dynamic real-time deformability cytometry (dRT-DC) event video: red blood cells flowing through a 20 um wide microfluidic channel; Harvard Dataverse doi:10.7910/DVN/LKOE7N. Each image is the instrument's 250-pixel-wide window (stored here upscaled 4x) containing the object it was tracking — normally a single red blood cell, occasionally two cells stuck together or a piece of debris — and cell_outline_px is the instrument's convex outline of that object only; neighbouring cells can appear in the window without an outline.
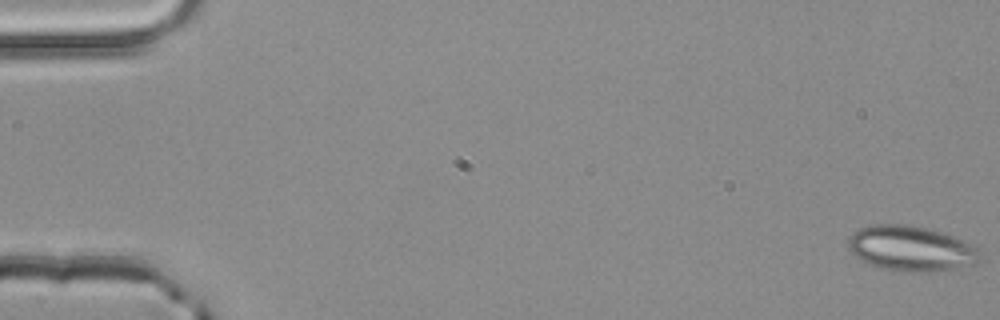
{"species": "common noctule bat (a hibernating species)", "species_latin": "Nyctalus noctula", "temperature_condition": "room temperature", "stored_images_in_passage": 53, "camera_frame_rate_fps": 3000, "um_per_image_px": 0.085, "animal": {"sex": "male", "body_mass_g": 20.4}, "frame": {"image": 1, "passage_image": 1, "time_ms": 0.0, "image_size_px": [1000, 320], "cell_outline_px": [[980, 260], [976, 264], [936, 272], [904, 272], [880, 268], [860, 260], [848, 248], [848, 236], [860, 228], [872, 224], [904, 224], [944, 232], [976, 244], [980, 256]], "centroid_in_image_um": [77.47, 21.13], "position_along_channel_um": 7.5, "area_um2": 35.26}}
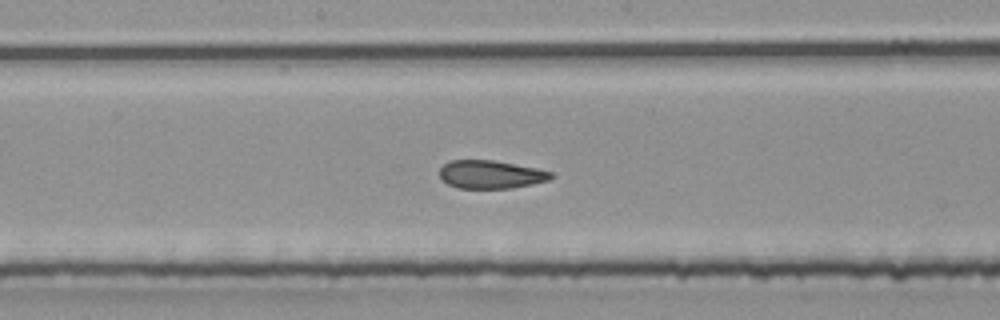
{"frame": {"image": 2, "passage_image": 28, "time_ms": 9.0, "image_size_px": [1000, 320], "cell_outline_px": [[556, 176], [548, 180], [532, 184], [512, 188], [456, 188], [440, 180], [440, 168], [444, 164], [452, 160], [492, 160], [536, 168], [552, 172]], "centroid_in_image_um": [41.7, 14.83], "position_along_channel_um": 206.5, "area_um2": 18.32}}
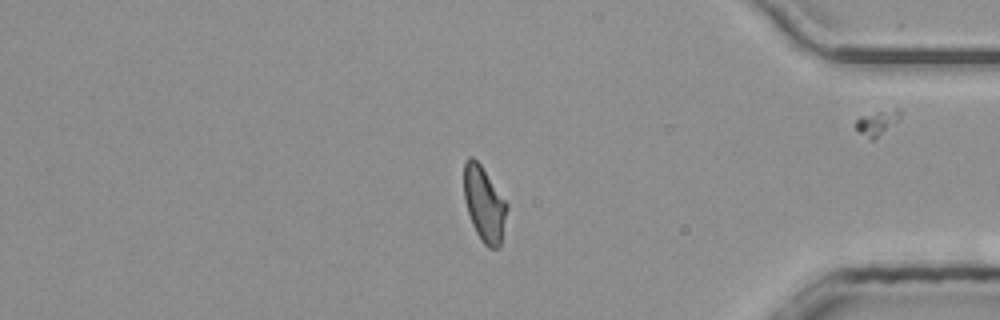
{"frame": {"image": 3, "passage_image": 44, "time_ms": 14.333, "image_size_px": [1000, 320], "cell_outline_px": [[508, 208], [500, 248], [488, 248], [484, 244], [476, 232], [472, 224], [464, 200], [464, 164], [468, 156], [472, 156], [480, 164], [508, 204]], "centroid_in_image_um": [41.16, 17.36], "position_along_channel_um": 394.0, "area_um2": 18.79}, "authors_computed_cell_mechanics": {"area_um2": 19.7098, "velocity_mm_per_s": 4.061, "shape_relaxation_time_tau1_ms": null, "shape_relaxation_time_tau2_ms": 1.4619, "deformation_change_tau1": null, "deformation_change_tau2": 0.0799}}